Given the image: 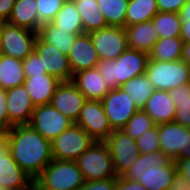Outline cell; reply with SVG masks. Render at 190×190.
Instances as JSON below:
<instances>
[{"label": "cell", "instance_id": "cell-22", "mask_svg": "<svg viewBox=\"0 0 190 190\" xmlns=\"http://www.w3.org/2000/svg\"><path fill=\"white\" fill-rule=\"evenodd\" d=\"M142 110L152 118L155 125H159L174 121L176 106L168 91L155 89Z\"/></svg>", "mask_w": 190, "mask_h": 190}, {"label": "cell", "instance_id": "cell-24", "mask_svg": "<svg viewBox=\"0 0 190 190\" xmlns=\"http://www.w3.org/2000/svg\"><path fill=\"white\" fill-rule=\"evenodd\" d=\"M7 22L37 33L42 24L38 20L36 0H15Z\"/></svg>", "mask_w": 190, "mask_h": 190}, {"label": "cell", "instance_id": "cell-42", "mask_svg": "<svg viewBox=\"0 0 190 190\" xmlns=\"http://www.w3.org/2000/svg\"><path fill=\"white\" fill-rule=\"evenodd\" d=\"M0 121L9 129L6 90L0 88Z\"/></svg>", "mask_w": 190, "mask_h": 190}, {"label": "cell", "instance_id": "cell-38", "mask_svg": "<svg viewBox=\"0 0 190 190\" xmlns=\"http://www.w3.org/2000/svg\"><path fill=\"white\" fill-rule=\"evenodd\" d=\"M23 68H24L25 77L47 74V71L41 64V60L35 51H33L23 60Z\"/></svg>", "mask_w": 190, "mask_h": 190}, {"label": "cell", "instance_id": "cell-35", "mask_svg": "<svg viewBox=\"0 0 190 190\" xmlns=\"http://www.w3.org/2000/svg\"><path fill=\"white\" fill-rule=\"evenodd\" d=\"M155 126L152 118L144 112L142 109H139L126 123L122 129L127 135L132 139H137L145 131L150 130Z\"/></svg>", "mask_w": 190, "mask_h": 190}, {"label": "cell", "instance_id": "cell-14", "mask_svg": "<svg viewBox=\"0 0 190 190\" xmlns=\"http://www.w3.org/2000/svg\"><path fill=\"white\" fill-rule=\"evenodd\" d=\"M34 51L38 54L41 64L49 75L56 77L61 82L72 80L73 74L68 55L63 54L52 44L42 41L38 36L35 40Z\"/></svg>", "mask_w": 190, "mask_h": 190}, {"label": "cell", "instance_id": "cell-6", "mask_svg": "<svg viewBox=\"0 0 190 190\" xmlns=\"http://www.w3.org/2000/svg\"><path fill=\"white\" fill-rule=\"evenodd\" d=\"M145 74L156 90L169 91L190 84V66L183 60L166 62L149 59Z\"/></svg>", "mask_w": 190, "mask_h": 190}, {"label": "cell", "instance_id": "cell-36", "mask_svg": "<svg viewBox=\"0 0 190 190\" xmlns=\"http://www.w3.org/2000/svg\"><path fill=\"white\" fill-rule=\"evenodd\" d=\"M67 0H36L38 20L41 24L52 22Z\"/></svg>", "mask_w": 190, "mask_h": 190}, {"label": "cell", "instance_id": "cell-33", "mask_svg": "<svg viewBox=\"0 0 190 190\" xmlns=\"http://www.w3.org/2000/svg\"><path fill=\"white\" fill-rule=\"evenodd\" d=\"M129 0H97L108 26L124 27Z\"/></svg>", "mask_w": 190, "mask_h": 190}, {"label": "cell", "instance_id": "cell-41", "mask_svg": "<svg viewBox=\"0 0 190 190\" xmlns=\"http://www.w3.org/2000/svg\"><path fill=\"white\" fill-rule=\"evenodd\" d=\"M114 190H147L136 180H126L122 176L115 178Z\"/></svg>", "mask_w": 190, "mask_h": 190}, {"label": "cell", "instance_id": "cell-10", "mask_svg": "<svg viewBox=\"0 0 190 190\" xmlns=\"http://www.w3.org/2000/svg\"><path fill=\"white\" fill-rule=\"evenodd\" d=\"M101 102L112 130H122L139 110L121 87L110 90Z\"/></svg>", "mask_w": 190, "mask_h": 190}, {"label": "cell", "instance_id": "cell-52", "mask_svg": "<svg viewBox=\"0 0 190 190\" xmlns=\"http://www.w3.org/2000/svg\"><path fill=\"white\" fill-rule=\"evenodd\" d=\"M4 22L5 21H3V20L0 19V36H1V29H2V26H3Z\"/></svg>", "mask_w": 190, "mask_h": 190}, {"label": "cell", "instance_id": "cell-3", "mask_svg": "<svg viewBox=\"0 0 190 190\" xmlns=\"http://www.w3.org/2000/svg\"><path fill=\"white\" fill-rule=\"evenodd\" d=\"M149 55L127 48L116 60H100L96 68L110 90L119 88L130 79L146 72Z\"/></svg>", "mask_w": 190, "mask_h": 190}, {"label": "cell", "instance_id": "cell-16", "mask_svg": "<svg viewBox=\"0 0 190 190\" xmlns=\"http://www.w3.org/2000/svg\"><path fill=\"white\" fill-rule=\"evenodd\" d=\"M86 100L83 93L69 81L61 82L57 86L50 104L76 123Z\"/></svg>", "mask_w": 190, "mask_h": 190}, {"label": "cell", "instance_id": "cell-46", "mask_svg": "<svg viewBox=\"0 0 190 190\" xmlns=\"http://www.w3.org/2000/svg\"><path fill=\"white\" fill-rule=\"evenodd\" d=\"M180 38L183 42H190V18H180Z\"/></svg>", "mask_w": 190, "mask_h": 190}, {"label": "cell", "instance_id": "cell-4", "mask_svg": "<svg viewBox=\"0 0 190 190\" xmlns=\"http://www.w3.org/2000/svg\"><path fill=\"white\" fill-rule=\"evenodd\" d=\"M84 182L75 161L53 159L34 180L33 190H78Z\"/></svg>", "mask_w": 190, "mask_h": 190}, {"label": "cell", "instance_id": "cell-23", "mask_svg": "<svg viewBox=\"0 0 190 190\" xmlns=\"http://www.w3.org/2000/svg\"><path fill=\"white\" fill-rule=\"evenodd\" d=\"M128 48L149 53L159 39L152 21L125 27Z\"/></svg>", "mask_w": 190, "mask_h": 190}, {"label": "cell", "instance_id": "cell-25", "mask_svg": "<svg viewBox=\"0 0 190 190\" xmlns=\"http://www.w3.org/2000/svg\"><path fill=\"white\" fill-rule=\"evenodd\" d=\"M24 81L23 60L0 54V88L8 90L23 85Z\"/></svg>", "mask_w": 190, "mask_h": 190}, {"label": "cell", "instance_id": "cell-12", "mask_svg": "<svg viewBox=\"0 0 190 190\" xmlns=\"http://www.w3.org/2000/svg\"><path fill=\"white\" fill-rule=\"evenodd\" d=\"M88 34L100 60H116L128 48L124 27L109 26Z\"/></svg>", "mask_w": 190, "mask_h": 190}, {"label": "cell", "instance_id": "cell-50", "mask_svg": "<svg viewBox=\"0 0 190 190\" xmlns=\"http://www.w3.org/2000/svg\"><path fill=\"white\" fill-rule=\"evenodd\" d=\"M8 133V128L0 121V137L6 136Z\"/></svg>", "mask_w": 190, "mask_h": 190}, {"label": "cell", "instance_id": "cell-19", "mask_svg": "<svg viewBox=\"0 0 190 190\" xmlns=\"http://www.w3.org/2000/svg\"><path fill=\"white\" fill-rule=\"evenodd\" d=\"M68 60L72 74L96 68L100 58L88 33H82L75 37Z\"/></svg>", "mask_w": 190, "mask_h": 190}, {"label": "cell", "instance_id": "cell-39", "mask_svg": "<svg viewBox=\"0 0 190 190\" xmlns=\"http://www.w3.org/2000/svg\"><path fill=\"white\" fill-rule=\"evenodd\" d=\"M115 178L85 181L78 190H114Z\"/></svg>", "mask_w": 190, "mask_h": 190}, {"label": "cell", "instance_id": "cell-45", "mask_svg": "<svg viewBox=\"0 0 190 190\" xmlns=\"http://www.w3.org/2000/svg\"><path fill=\"white\" fill-rule=\"evenodd\" d=\"M170 190H190V181L176 173Z\"/></svg>", "mask_w": 190, "mask_h": 190}, {"label": "cell", "instance_id": "cell-13", "mask_svg": "<svg viewBox=\"0 0 190 190\" xmlns=\"http://www.w3.org/2000/svg\"><path fill=\"white\" fill-rule=\"evenodd\" d=\"M76 124L83 128L94 141L104 142L113 131L102 102L86 100Z\"/></svg>", "mask_w": 190, "mask_h": 190}, {"label": "cell", "instance_id": "cell-28", "mask_svg": "<svg viewBox=\"0 0 190 190\" xmlns=\"http://www.w3.org/2000/svg\"><path fill=\"white\" fill-rule=\"evenodd\" d=\"M183 43L180 37L159 38L148 53L149 59L166 62L181 60Z\"/></svg>", "mask_w": 190, "mask_h": 190}, {"label": "cell", "instance_id": "cell-40", "mask_svg": "<svg viewBox=\"0 0 190 190\" xmlns=\"http://www.w3.org/2000/svg\"><path fill=\"white\" fill-rule=\"evenodd\" d=\"M159 7V12L178 13L187 0H156Z\"/></svg>", "mask_w": 190, "mask_h": 190}, {"label": "cell", "instance_id": "cell-37", "mask_svg": "<svg viewBox=\"0 0 190 190\" xmlns=\"http://www.w3.org/2000/svg\"><path fill=\"white\" fill-rule=\"evenodd\" d=\"M136 140L140 153L161 152L158 137V125H155L148 131H145Z\"/></svg>", "mask_w": 190, "mask_h": 190}, {"label": "cell", "instance_id": "cell-17", "mask_svg": "<svg viewBox=\"0 0 190 190\" xmlns=\"http://www.w3.org/2000/svg\"><path fill=\"white\" fill-rule=\"evenodd\" d=\"M158 137L161 152L176 161L185 149H188V127L176 122L158 125Z\"/></svg>", "mask_w": 190, "mask_h": 190}, {"label": "cell", "instance_id": "cell-1", "mask_svg": "<svg viewBox=\"0 0 190 190\" xmlns=\"http://www.w3.org/2000/svg\"><path fill=\"white\" fill-rule=\"evenodd\" d=\"M6 140L13 159L33 180L53 160L51 142L29 124L8 129Z\"/></svg>", "mask_w": 190, "mask_h": 190}, {"label": "cell", "instance_id": "cell-34", "mask_svg": "<svg viewBox=\"0 0 190 190\" xmlns=\"http://www.w3.org/2000/svg\"><path fill=\"white\" fill-rule=\"evenodd\" d=\"M151 21L159 38L180 37L181 20L178 13L158 12Z\"/></svg>", "mask_w": 190, "mask_h": 190}, {"label": "cell", "instance_id": "cell-29", "mask_svg": "<svg viewBox=\"0 0 190 190\" xmlns=\"http://www.w3.org/2000/svg\"><path fill=\"white\" fill-rule=\"evenodd\" d=\"M159 12L156 0H129L125 27L152 20Z\"/></svg>", "mask_w": 190, "mask_h": 190}, {"label": "cell", "instance_id": "cell-47", "mask_svg": "<svg viewBox=\"0 0 190 190\" xmlns=\"http://www.w3.org/2000/svg\"><path fill=\"white\" fill-rule=\"evenodd\" d=\"M181 60H183L190 66V42L183 43Z\"/></svg>", "mask_w": 190, "mask_h": 190}, {"label": "cell", "instance_id": "cell-11", "mask_svg": "<svg viewBox=\"0 0 190 190\" xmlns=\"http://www.w3.org/2000/svg\"><path fill=\"white\" fill-rule=\"evenodd\" d=\"M73 123L51 104H47L34 108L29 125L51 142Z\"/></svg>", "mask_w": 190, "mask_h": 190}, {"label": "cell", "instance_id": "cell-21", "mask_svg": "<svg viewBox=\"0 0 190 190\" xmlns=\"http://www.w3.org/2000/svg\"><path fill=\"white\" fill-rule=\"evenodd\" d=\"M61 83L56 77L47 74L25 77L24 86L35 107L50 104L57 86Z\"/></svg>", "mask_w": 190, "mask_h": 190}, {"label": "cell", "instance_id": "cell-20", "mask_svg": "<svg viewBox=\"0 0 190 190\" xmlns=\"http://www.w3.org/2000/svg\"><path fill=\"white\" fill-rule=\"evenodd\" d=\"M97 68L81 70L73 74L71 82L83 93L87 100L101 101L110 91Z\"/></svg>", "mask_w": 190, "mask_h": 190}, {"label": "cell", "instance_id": "cell-44", "mask_svg": "<svg viewBox=\"0 0 190 190\" xmlns=\"http://www.w3.org/2000/svg\"><path fill=\"white\" fill-rule=\"evenodd\" d=\"M15 0H0V19L7 22L11 16Z\"/></svg>", "mask_w": 190, "mask_h": 190}, {"label": "cell", "instance_id": "cell-27", "mask_svg": "<svg viewBox=\"0 0 190 190\" xmlns=\"http://www.w3.org/2000/svg\"><path fill=\"white\" fill-rule=\"evenodd\" d=\"M77 35L79 34L70 33V30L59 29L52 22L42 24L37 32L42 41L57 47L65 55L70 53Z\"/></svg>", "mask_w": 190, "mask_h": 190}, {"label": "cell", "instance_id": "cell-2", "mask_svg": "<svg viewBox=\"0 0 190 190\" xmlns=\"http://www.w3.org/2000/svg\"><path fill=\"white\" fill-rule=\"evenodd\" d=\"M177 173L175 161L165 153H140L137 161L122 177L136 180L147 190H170Z\"/></svg>", "mask_w": 190, "mask_h": 190}, {"label": "cell", "instance_id": "cell-9", "mask_svg": "<svg viewBox=\"0 0 190 190\" xmlns=\"http://www.w3.org/2000/svg\"><path fill=\"white\" fill-rule=\"evenodd\" d=\"M110 151L116 177H121L132 167L140 155L136 140L123 130H113L104 141Z\"/></svg>", "mask_w": 190, "mask_h": 190}, {"label": "cell", "instance_id": "cell-15", "mask_svg": "<svg viewBox=\"0 0 190 190\" xmlns=\"http://www.w3.org/2000/svg\"><path fill=\"white\" fill-rule=\"evenodd\" d=\"M0 187L5 190L34 189V180L13 159L8 145L0 151Z\"/></svg>", "mask_w": 190, "mask_h": 190}, {"label": "cell", "instance_id": "cell-7", "mask_svg": "<svg viewBox=\"0 0 190 190\" xmlns=\"http://www.w3.org/2000/svg\"><path fill=\"white\" fill-rule=\"evenodd\" d=\"M94 142L88 133L76 123L51 141L52 158L75 161Z\"/></svg>", "mask_w": 190, "mask_h": 190}, {"label": "cell", "instance_id": "cell-31", "mask_svg": "<svg viewBox=\"0 0 190 190\" xmlns=\"http://www.w3.org/2000/svg\"><path fill=\"white\" fill-rule=\"evenodd\" d=\"M52 23L59 29L70 30L73 34L84 33L81 16L73 0H67Z\"/></svg>", "mask_w": 190, "mask_h": 190}, {"label": "cell", "instance_id": "cell-26", "mask_svg": "<svg viewBox=\"0 0 190 190\" xmlns=\"http://www.w3.org/2000/svg\"><path fill=\"white\" fill-rule=\"evenodd\" d=\"M81 16L84 33L109 27L97 0H73Z\"/></svg>", "mask_w": 190, "mask_h": 190}, {"label": "cell", "instance_id": "cell-48", "mask_svg": "<svg viewBox=\"0 0 190 190\" xmlns=\"http://www.w3.org/2000/svg\"><path fill=\"white\" fill-rule=\"evenodd\" d=\"M180 18H190V0H187L182 9L178 12Z\"/></svg>", "mask_w": 190, "mask_h": 190}, {"label": "cell", "instance_id": "cell-8", "mask_svg": "<svg viewBox=\"0 0 190 190\" xmlns=\"http://www.w3.org/2000/svg\"><path fill=\"white\" fill-rule=\"evenodd\" d=\"M37 33L4 22L0 36V54L24 60L34 51Z\"/></svg>", "mask_w": 190, "mask_h": 190}, {"label": "cell", "instance_id": "cell-32", "mask_svg": "<svg viewBox=\"0 0 190 190\" xmlns=\"http://www.w3.org/2000/svg\"><path fill=\"white\" fill-rule=\"evenodd\" d=\"M168 92L176 106L174 122L190 128V84L176 87Z\"/></svg>", "mask_w": 190, "mask_h": 190}, {"label": "cell", "instance_id": "cell-43", "mask_svg": "<svg viewBox=\"0 0 190 190\" xmlns=\"http://www.w3.org/2000/svg\"><path fill=\"white\" fill-rule=\"evenodd\" d=\"M175 163L177 173L190 181V158H178Z\"/></svg>", "mask_w": 190, "mask_h": 190}, {"label": "cell", "instance_id": "cell-30", "mask_svg": "<svg viewBox=\"0 0 190 190\" xmlns=\"http://www.w3.org/2000/svg\"><path fill=\"white\" fill-rule=\"evenodd\" d=\"M133 100L138 109H142L155 90L146 74L134 77L120 86Z\"/></svg>", "mask_w": 190, "mask_h": 190}, {"label": "cell", "instance_id": "cell-5", "mask_svg": "<svg viewBox=\"0 0 190 190\" xmlns=\"http://www.w3.org/2000/svg\"><path fill=\"white\" fill-rule=\"evenodd\" d=\"M75 162L84 181L117 178L109 148L105 142L94 141Z\"/></svg>", "mask_w": 190, "mask_h": 190}, {"label": "cell", "instance_id": "cell-18", "mask_svg": "<svg viewBox=\"0 0 190 190\" xmlns=\"http://www.w3.org/2000/svg\"><path fill=\"white\" fill-rule=\"evenodd\" d=\"M9 129L14 125L29 124L35 106L24 84L6 90Z\"/></svg>", "mask_w": 190, "mask_h": 190}, {"label": "cell", "instance_id": "cell-49", "mask_svg": "<svg viewBox=\"0 0 190 190\" xmlns=\"http://www.w3.org/2000/svg\"><path fill=\"white\" fill-rule=\"evenodd\" d=\"M179 158H190V128H188V149H185Z\"/></svg>", "mask_w": 190, "mask_h": 190}, {"label": "cell", "instance_id": "cell-51", "mask_svg": "<svg viewBox=\"0 0 190 190\" xmlns=\"http://www.w3.org/2000/svg\"><path fill=\"white\" fill-rule=\"evenodd\" d=\"M7 145L6 136L0 137V151Z\"/></svg>", "mask_w": 190, "mask_h": 190}]
</instances>
